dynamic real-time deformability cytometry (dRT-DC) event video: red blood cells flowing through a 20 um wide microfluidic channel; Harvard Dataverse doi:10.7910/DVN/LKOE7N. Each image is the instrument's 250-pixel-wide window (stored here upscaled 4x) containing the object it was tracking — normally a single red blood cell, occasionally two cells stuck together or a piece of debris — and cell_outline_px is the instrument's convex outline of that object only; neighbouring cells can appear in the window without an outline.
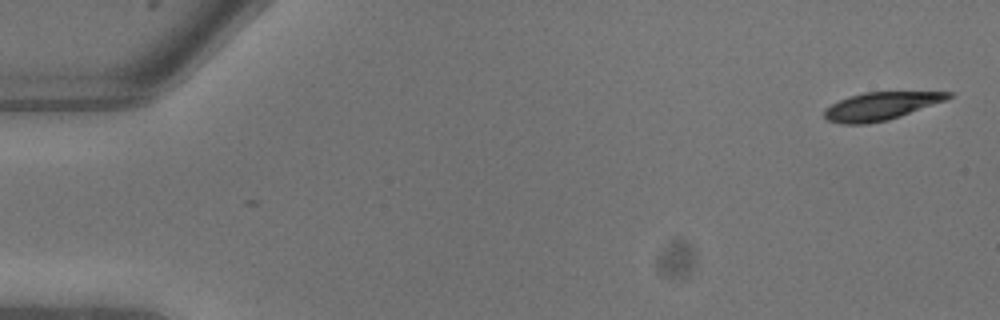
{"species": "common noctule bat (a hibernating species)", "species_latin": "Nyctalus noctula", "temperature_condition": "warm", "stored_images_in_passage": 10, "camera_frame_rate_fps": 3000, "um_per_image_px": 0.085, "animal": {"sex": "male", "body_mass_g": 13.3}, "frame": {"image": 1, "passage_image": 1, "time_ms": 0.0, "image_size_px": [1000, 320], "cell_outline_px": [[952, 96], [944, 100], [900, 116], [888, 120], [868, 124], [840, 124], [828, 120], [824, 116], [824, 108], [840, 100], [864, 92], [952, 92]], "centroid_in_image_um": [74.81, 9.03], "position_along_channel_um": 10.2, "area_um2": 19.77}}
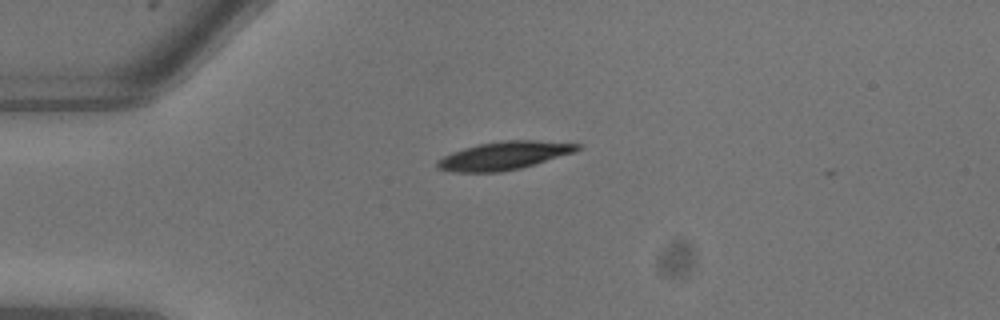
{"frame": {"image": 2, "passage_image": 6, "time_ms": 1.667, "image_size_px": [1000, 320], "cell_outline_px": [[584, 144], [580, 148], [572, 152], [520, 168], [500, 172], [456, 172], [436, 168], [436, 160], [452, 152], [464, 148], [480, 144], [500, 140], [536, 140]], "centroid_in_image_um": [42.8, 13.22], "position_along_channel_um": 42.2, "area_um2": 22.72}}
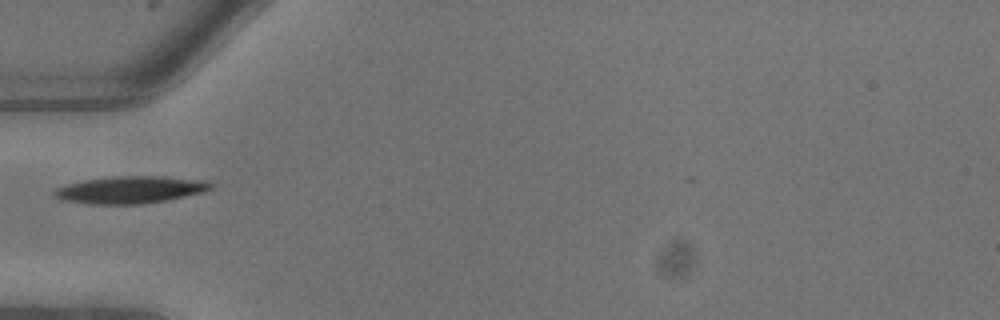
{"frame": {"image": 3, "passage_image": 8, "time_ms": 2.333, "image_size_px": [1000, 320], "cell_outline_px": [[212, 188], [204, 192], [168, 200], [144, 204], [88, 204], [64, 200], [52, 196], [52, 192], [56, 188], [68, 184], [84, 180], [112, 176], [160, 176], [204, 180], [212, 184]], "centroid_in_image_um": [11.06, 16.13], "position_along_channel_um": 73.9, "area_um2": 24.91}}